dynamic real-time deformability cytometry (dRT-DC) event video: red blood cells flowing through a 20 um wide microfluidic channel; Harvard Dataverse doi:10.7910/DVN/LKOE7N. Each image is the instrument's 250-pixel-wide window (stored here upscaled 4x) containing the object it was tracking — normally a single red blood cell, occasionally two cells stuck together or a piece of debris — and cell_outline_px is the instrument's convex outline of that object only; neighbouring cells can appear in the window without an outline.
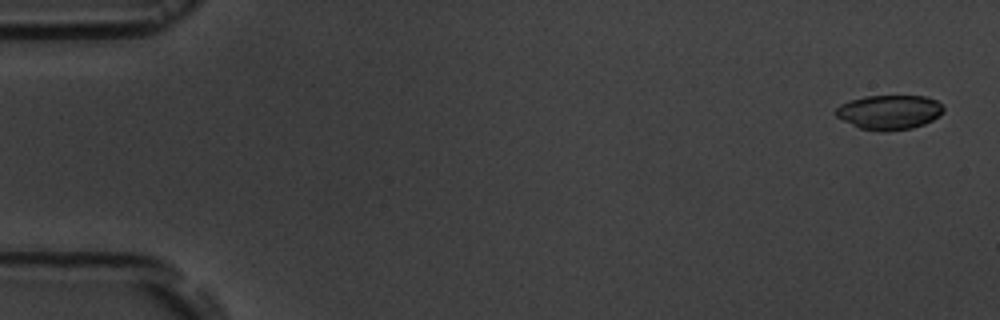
{"species": "common noctule bat (a hibernating species)", "species_latin": "Nyctalus noctula", "temperature_condition": "room temperature", "stored_images_in_passage": 7, "camera_frame_rate_fps": 3000, "um_per_image_px": 0.085, "animal": {"sex": "male", "body_mass_g": 19.5, "forearm_length_mm": 54.6}, "frame": {"image": 1, "passage_image": 1, "time_ms": 0.0, "image_size_px": [1000, 320], "cell_outline_px": [[944, 108], [940, 116], [924, 124], [912, 128], [888, 132], [880, 132], [860, 128], [836, 116], [836, 108], [840, 104], [864, 96], [924, 96], [936, 100]], "centroid_in_image_um": [75.6, 9.54], "position_along_channel_um": 9.4, "area_um2": 21.62}}
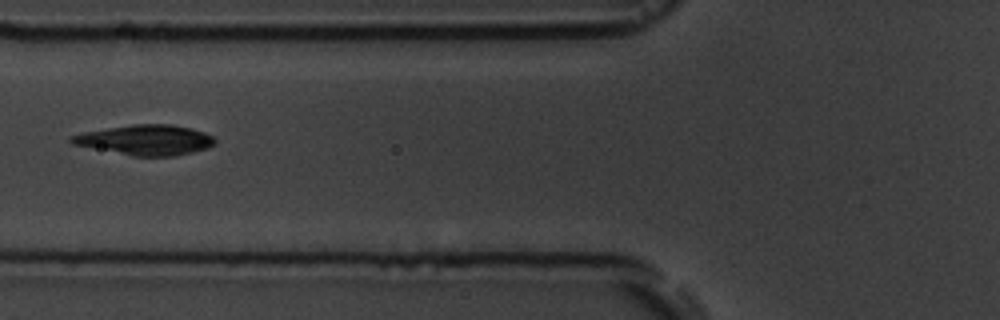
{"frame": {"image": 2, "passage_image": 6, "time_ms": 6.667, "image_size_px": [1000, 320], "cell_outline_px": [[216, 144], [208, 148], [176, 156], [132, 156], [72, 144], [68, 140], [68, 136], [84, 132], [132, 124], [172, 124], [192, 128], [204, 132], [212, 136], [216, 140]], "centroid_in_image_um": [12.38, 11.9], "position_along_channel_um": 113.4, "area_um2": 25.37}}
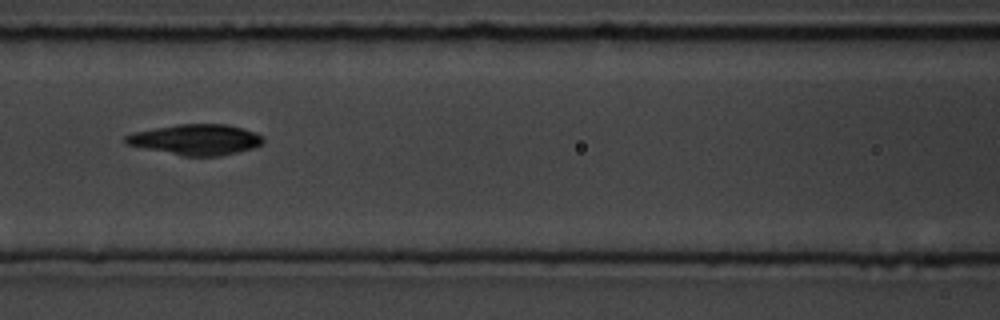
{"frame": {"image": 3, "passage_image": 7, "time_ms": 7.667, "image_size_px": [1000, 320], "cell_outline_px": [[264, 144], [252, 148], [220, 156], [184, 156], [124, 144], [124, 136], [132, 132], [176, 124], [224, 124], [256, 132], [264, 136]], "centroid_in_image_um": [16.64, 11.86], "position_along_channel_um": 150.0, "area_um2": 24.62}}